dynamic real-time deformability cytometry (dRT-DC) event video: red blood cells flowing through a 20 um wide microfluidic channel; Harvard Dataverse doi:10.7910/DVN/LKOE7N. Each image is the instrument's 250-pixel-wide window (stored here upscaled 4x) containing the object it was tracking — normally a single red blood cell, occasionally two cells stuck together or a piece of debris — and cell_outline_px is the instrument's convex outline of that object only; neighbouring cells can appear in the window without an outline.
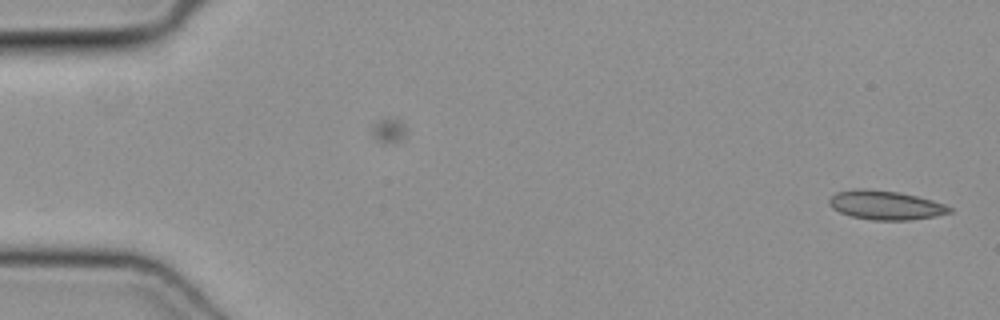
{"species": "common noctule bat (a hibernating species)", "species_latin": "Nyctalus noctula", "temperature_condition": "cold", "stored_images_in_passage": 51, "camera_frame_rate_fps": 3000, "um_per_image_px": 0.085, "animal": {"sex": "female", "body_mass_g": 19.3, "forearm_length_mm": 54.1}, "frame": {"image": 1, "passage_image": 1, "time_ms": 0.0, "image_size_px": [1000, 320], "cell_outline_px": [[952, 212], [936, 216], [908, 220], [872, 220], [852, 216], [840, 212], [832, 208], [828, 204], [828, 200], [836, 192], [856, 188], [864, 188], [900, 192], [932, 200], [944, 204], [952, 208]], "centroid_in_image_um": [75.25, 17.43], "position_along_channel_um": 9.7, "area_um2": 20.4}}
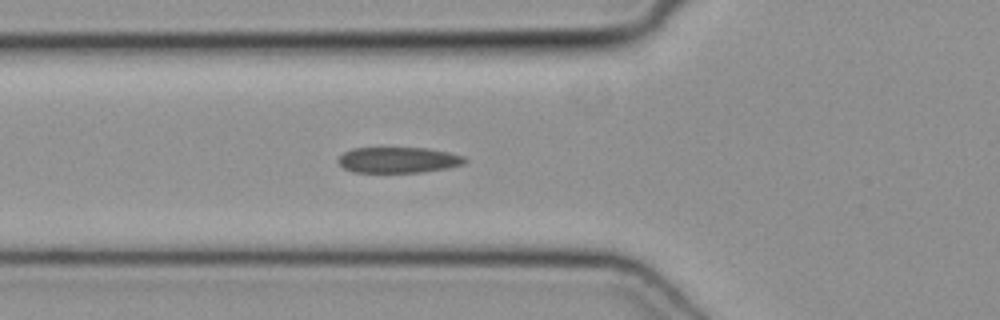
{"frame": {"image": 2, "passage_image": 18, "time_ms": 5.667, "image_size_px": [1000, 320], "cell_outline_px": [[468, 160], [464, 164], [448, 168], [420, 172], [352, 172], [344, 168], [336, 160], [344, 152], [352, 148], [428, 148], [448, 152], [464, 156]], "centroid_in_image_um": [33.86, 13.59], "position_along_channel_um": 91.9, "area_um2": 19.07}}
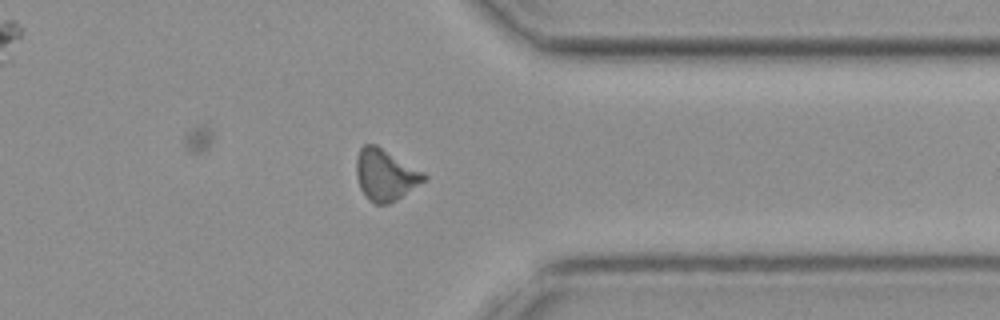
{"frame": {"image": 3, "passage_image": 39, "time_ms": 12.667, "image_size_px": [1000, 320], "cell_outline_px": [[428, 176], [424, 180], [396, 200], [388, 204], [376, 204], [368, 200], [360, 188], [356, 176], [356, 160], [360, 148], [364, 144], [376, 144], [424, 172]], "centroid_in_image_um": [32.72, 14.85], "position_along_channel_um": 378.7, "area_um2": 20.11}}